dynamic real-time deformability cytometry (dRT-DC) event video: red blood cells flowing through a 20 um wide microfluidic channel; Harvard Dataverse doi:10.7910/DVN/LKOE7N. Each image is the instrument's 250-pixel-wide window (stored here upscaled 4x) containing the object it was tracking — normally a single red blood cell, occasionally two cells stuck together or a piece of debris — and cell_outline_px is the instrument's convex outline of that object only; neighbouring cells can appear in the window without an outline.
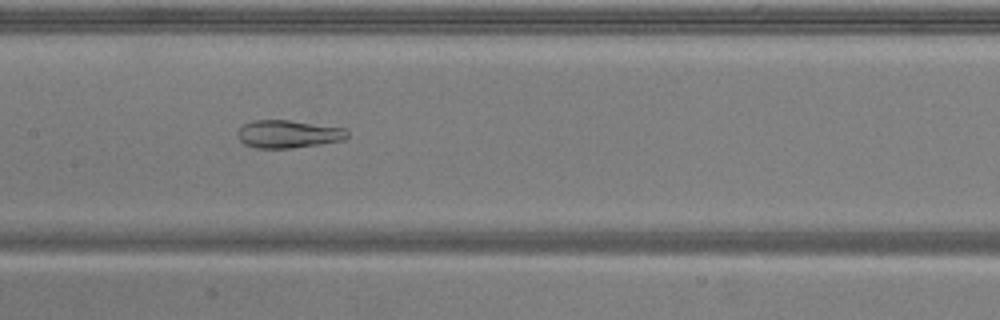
{"species": "common noctule bat (a hibernating species)", "species_latin": "Nyctalus noctula", "temperature_condition": "warm", "stored_images_in_passage": 40, "camera_frame_rate_fps": 3000, "um_per_image_px": 0.085, "animal": {"sex": "male", "body_mass_g": 20.5, "forearm_length_mm": 52.5}, "frame": {"image": 1, "passage_image": 12, "time_ms": 3.667, "image_size_px": [1000, 320], "cell_outline_px": [[348, 136], [344, 140], [320, 144], [292, 148], [256, 148], [244, 144], [236, 136], [236, 132], [244, 124], [252, 120], [288, 120], [344, 128], [348, 132]], "centroid_in_image_um": [24.47, 11.4], "position_along_channel_um": 182.9, "area_um2": 17.8}}
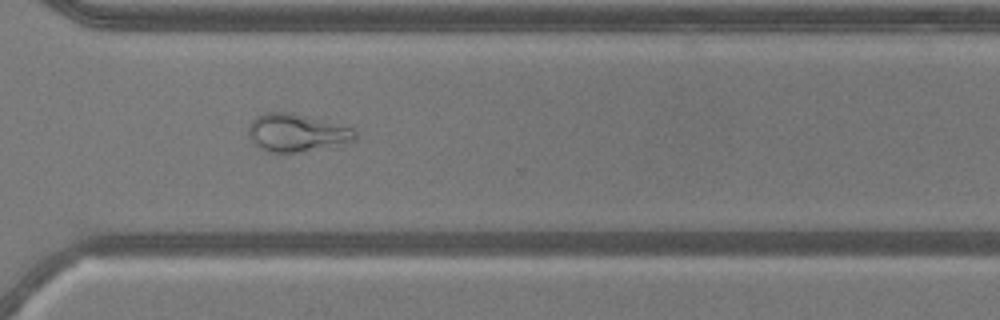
{"frame": {"image": 2, "passage_image": 25, "time_ms": 8.0, "image_size_px": [1000, 320], "cell_outline_px": [[356, 140], [296, 152], [268, 152], [252, 144], [248, 136], [248, 128], [252, 120], [256, 116], [264, 112], [292, 112], [352, 124], [356, 132]], "centroid_in_image_um": [25.25, 11.23], "position_along_channel_um": 345.4, "area_um2": 24.1}}
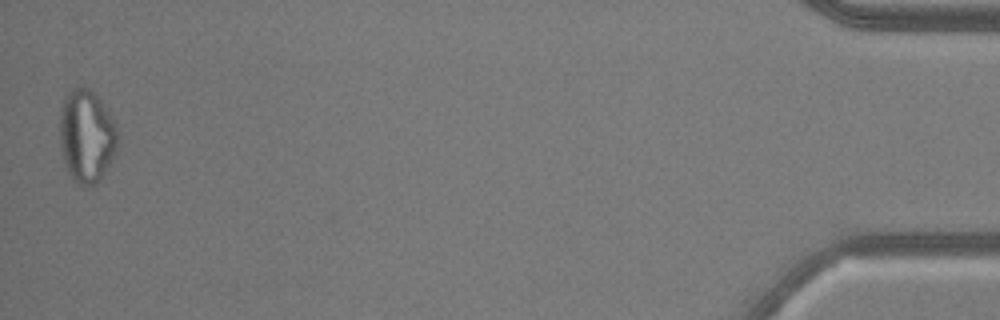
{"frame": {"image": 3, "passage_image": 39, "time_ms": 12.667, "image_size_px": [1000, 320], "cell_outline_px": [[120, 140], [116, 156], [96, 184], [80, 184], [72, 180], [64, 164], [60, 140], [60, 112], [64, 100], [68, 92], [72, 88], [88, 88], [104, 104], [116, 124], [120, 136]], "centroid_in_image_um": [7.4, 11.59], "position_along_channel_um": 427.8, "area_um2": 31.62}}